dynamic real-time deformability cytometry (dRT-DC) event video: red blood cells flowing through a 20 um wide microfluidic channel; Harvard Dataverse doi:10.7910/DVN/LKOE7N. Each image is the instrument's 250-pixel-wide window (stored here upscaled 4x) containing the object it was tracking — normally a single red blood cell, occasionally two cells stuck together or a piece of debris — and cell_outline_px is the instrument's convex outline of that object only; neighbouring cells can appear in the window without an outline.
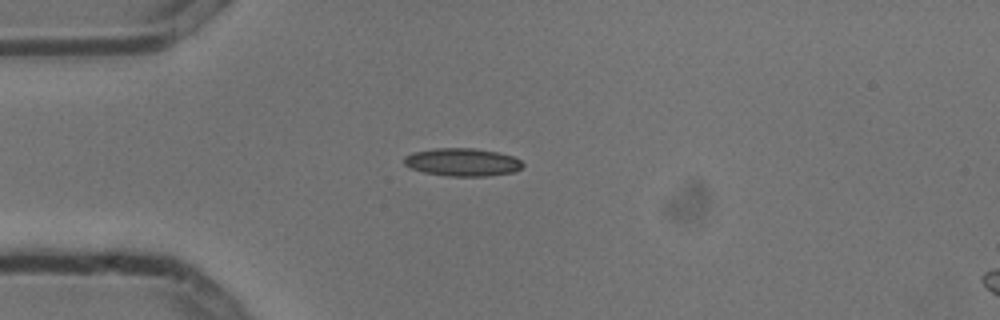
{"species": "common noctule bat (a hibernating species)", "species_latin": "Nyctalus noctula", "temperature_condition": "cold", "stored_images_in_passage": 3, "camera_frame_rate_fps": 3000, "um_per_image_px": 0.085, "animal": {"sex": "male", "body_mass_g": 13.3}, "frame": {"image": 1, "passage_image": 3, "time_ms": 0.667, "image_size_px": [1000, 320], "cell_outline_px": [[524, 164], [520, 168], [512, 172], [488, 176], [448, 176], [424, 172], [412, 168], [404, 164], [404, 156], [412, 152], [436, 148], [476, 148], [496, 152], [512, 156], [520, 160]], "centroid_in_image_um": [39.28, 13.78], "position_along_channel_um": 45.7, "area_um2": 19.19}}